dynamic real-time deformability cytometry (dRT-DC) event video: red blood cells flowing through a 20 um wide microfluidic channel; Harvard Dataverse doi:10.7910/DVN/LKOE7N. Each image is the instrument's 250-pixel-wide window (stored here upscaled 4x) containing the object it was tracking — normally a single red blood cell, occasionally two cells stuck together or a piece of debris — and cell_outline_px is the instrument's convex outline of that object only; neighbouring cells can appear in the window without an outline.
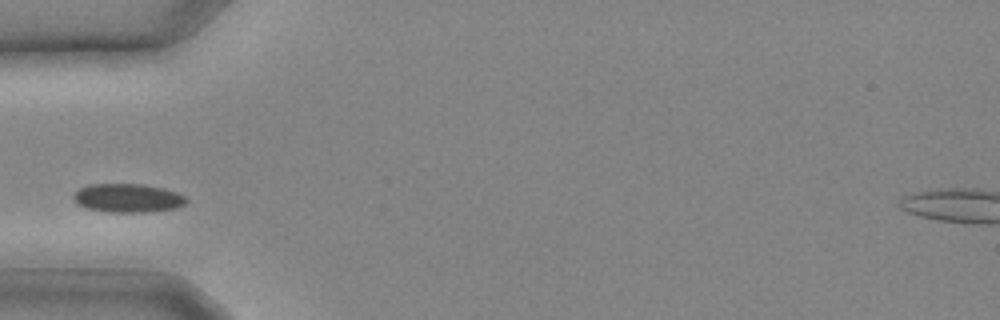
{"species": "common noctule bat (a hibernating species)", "species_latin": "Nyctalus noctula", "temperature_condition": "cold", "stored_images_in_passage": 19, "camera_frame_rate_fps": 3000, "um_per_image_px": 0.085, "animal": {"sex": "male", "body_mass_g": 20.4}, "frame": {"image": 1, "passage_image": 1, "time_ms": 0.0, "image_size_px": [1000, 320], "cell_outline_px": [[188, 200], [184, 204], [176, 208], [144, 212], [108, 212], [88, 208], [76, 204], [72, 196], [80, 188], [88, 184], [140, 184], [164, 188], [176, 192], [184, 196]], "centroid_in_image_um": [10.84, 16.83], "position_along_channel_um": 74.2, "area_um2": 18.79}}
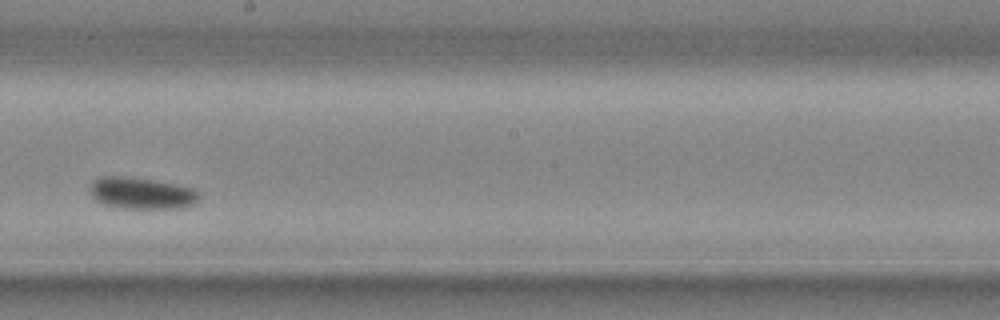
{"frame": {"image": 2, "passage_image": 8, "time_ms": 2.333, "image_size_px": [1000, 320], "cell_outline_px": [[200, 196], [196, 204], [180, 208], [120, 208], [104, 204], [96, 200], [88, 192], [88, 188], [92, 180], [100, 176], [128, 176], [156, 180], [192, 188]], "centroid_in_image_um": [11.98, 16.41], "position_along_channel_um": 236.2, "area_um2": 20.4}}
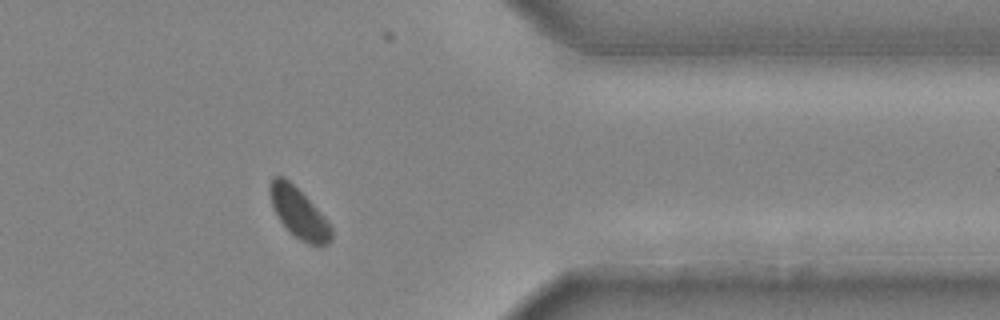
{"frame": {"image": 3, "passage_image": 15, "time_ms": 4.667, "image_size_px": [1000, 320], "cell_outline_px": [[332, 240], [328, 244], [320, 248], [308, 244], [300, 240], [288, 232], [280, 220], [272, 204], [268, 192], [268, 188], [272, 176], [284, 176], [324, 216], [332, 228]], "centroid_in_image_um": [25.4, 18.16], "position_along_channel_um": 386.0, "area_um2": 18.03}}